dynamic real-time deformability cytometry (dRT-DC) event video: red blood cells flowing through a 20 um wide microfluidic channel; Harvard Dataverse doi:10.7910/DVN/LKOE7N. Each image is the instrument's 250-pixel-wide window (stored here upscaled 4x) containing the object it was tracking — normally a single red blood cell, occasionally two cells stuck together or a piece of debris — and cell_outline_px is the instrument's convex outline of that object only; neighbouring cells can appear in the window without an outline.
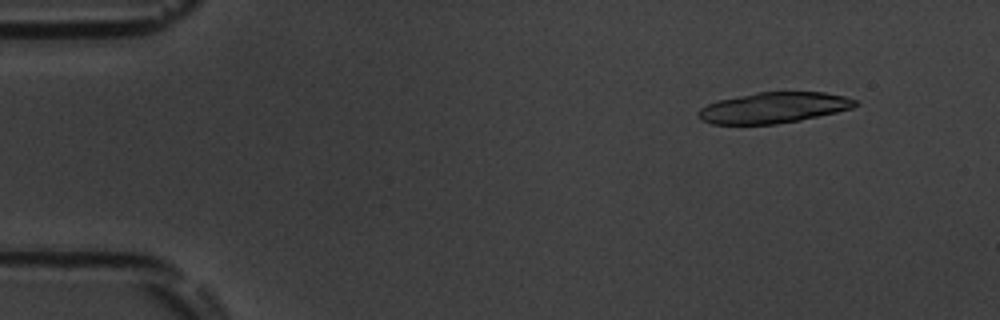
{"species": "common noctule bat (a hibernating species)", "species_latin": "Nyctalus noctula", "temperature_condition": "room temperature", "stored_images_in_passage": 39, "segment_of_instrument_passage": [1, 2], "camera_frame_rate_fps": 3000, "um_per_image_px": 0.085, "animal": {"sex": "male", "body_mass_g": 19.5, "forearm_length_mm": 54.6}, "frame": {"image": 1, "passage_image": 6, "time_ms": 1.667, "image_size_px": [1000, 320], "cell_outline_px": [[860, 104], [852, 108], [836, 112], [800, 120], [776, 124], [712, 124], [700, 120], [696, 116], [696, 112], [700, 108], [716, 100], [756, 92], [824, 92], [844, 96], [856, 100]], "centroid_in_image_um": [65.72, 9.15], "position_along_channel_um": 19.3, "area_um2": 28.32}}